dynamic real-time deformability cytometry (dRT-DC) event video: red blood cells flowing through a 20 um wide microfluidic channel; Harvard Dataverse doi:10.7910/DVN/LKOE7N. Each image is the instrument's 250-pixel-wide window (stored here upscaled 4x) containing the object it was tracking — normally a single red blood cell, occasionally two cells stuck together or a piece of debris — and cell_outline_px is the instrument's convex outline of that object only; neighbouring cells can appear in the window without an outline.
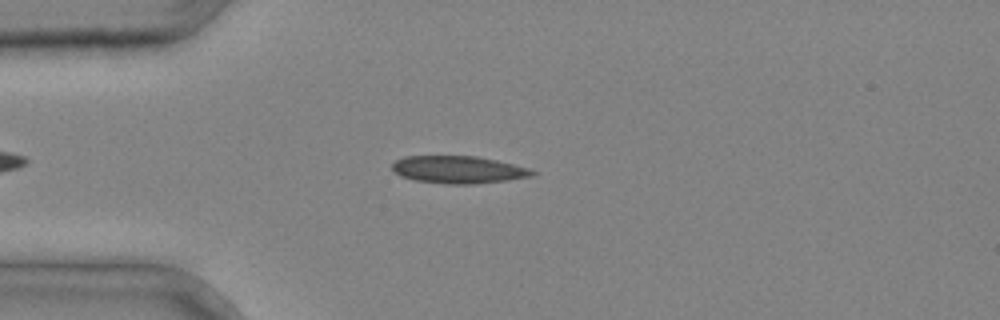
{"species": "common noctule bat (a hibernating species)", "species_latin": "Nyctalus noctula", "temperature_condition": "cold", "stored_images_in_passage": 3, "camera_frame_rate_fps": 3000, "um_per_image_px": 0.085, "animal": {"sex": "male", "body_mass_g": 20.4}, "frame": {"image": 1, "passage_image": 3, "time_ms": 0.667, "image_size_px": [1000, 320], "cell_outline_px": [[540, 172], [536, 176], [508, 180], [472, 184], [444, 184], [416, 180], [400, 176], [392, 168], [392, 164], [396, 160], [404, 156], [476, 156], [496, 160], [528, 168]], "centroid_in_image_um": [39.01, 14.42], "position_along_channel_um": 46.0, "area_um2": 22.48}}